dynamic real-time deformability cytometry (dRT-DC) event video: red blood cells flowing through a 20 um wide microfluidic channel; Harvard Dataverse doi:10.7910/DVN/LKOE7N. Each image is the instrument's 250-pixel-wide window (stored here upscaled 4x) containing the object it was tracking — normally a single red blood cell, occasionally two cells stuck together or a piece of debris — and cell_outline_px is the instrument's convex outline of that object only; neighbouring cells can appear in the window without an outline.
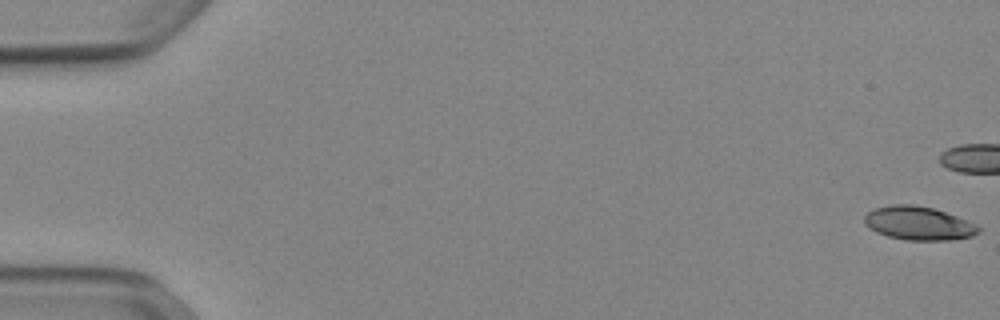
{"species": "Egyptian fruit bat (a non-hibernating species)", "species_latin": "Rousettus aegyptiacus", "temperature_condition": "cold", "stored_images_in_passage": 42, "camera_frame_rate_fps": 3000, "um_per_image_px": 0.085, "animal": {"sex": "female"}, "frame": {"image": 1, "passage_image": 1, "time_ms": 0.0, "image_size_px": [1000, 320], "cell_outline_px": [[980, 232], [972, 236], [948, 240], [908, 240], [888, 236], [876, 232], [868, 228], [864, 224], [864, 216], [868, 212], [876, 208], [892, 204], [912, 204], [932, 208], [956, 216], [976, 224], [980, 228]], "centroid_in_image_um": [78.05, 18.98], "position_along_channel_um": 6.9, "area_um2": 22.2}}